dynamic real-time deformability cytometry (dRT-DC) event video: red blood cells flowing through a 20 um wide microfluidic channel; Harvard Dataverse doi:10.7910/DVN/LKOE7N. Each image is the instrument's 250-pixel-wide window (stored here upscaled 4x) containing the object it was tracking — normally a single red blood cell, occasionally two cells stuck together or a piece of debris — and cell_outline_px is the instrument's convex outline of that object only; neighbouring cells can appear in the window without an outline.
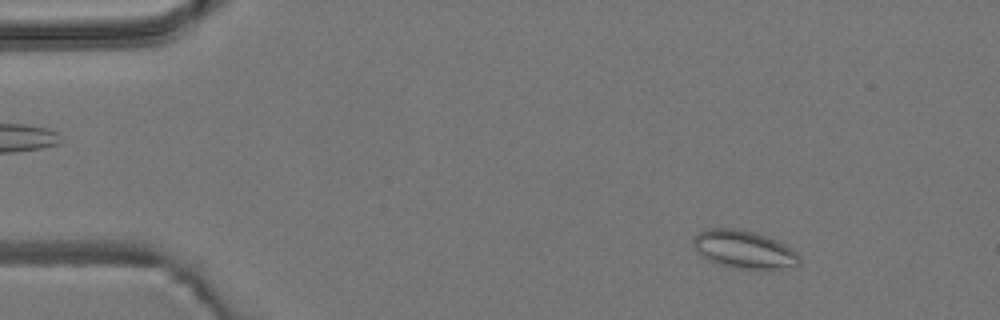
{"species": "common noctule bat (a hibernating species)", "species_latin": "Nyctalus noctula", "temperature_condition": "room temperature", "stored_images_in_passage": 49, "camera_frame_rate_fps": 3000, "um_per_image_px": 0.085, "animal": {"sex": "male", "body_mass_g": 19.2, "forearm_length_mm": 51.8}, "frame": {"image": 1, "passage_image": 2, "time_ms": 0.333, "image_size_px": [1000, 320], "cell_outline_px": [[800, 264], [796, 268], [772, 272], [740, 268], [720, 264], [708, 260], [696, 252], [692, 244], [692, 240], [700, 232], [708, 228], [740, 228], [756, 232], [768, 236], [792, 248], [800, 256]], "centroid_in_image_um": [63.33, 21.24], "position_along_channel_um": 21.7, "area_um2": 24.39}}
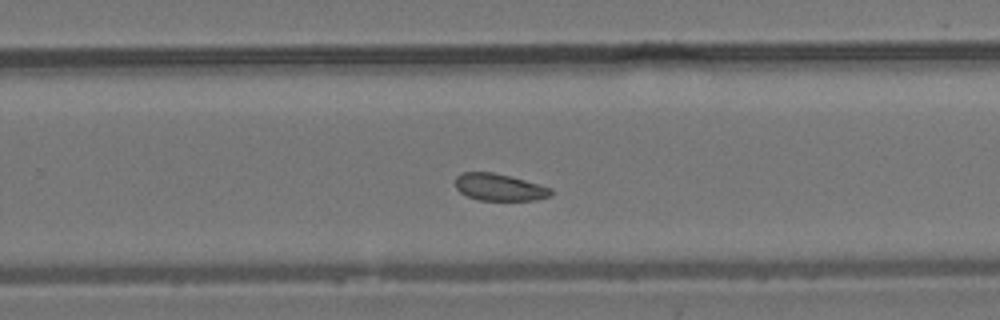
{"frame": {"image": 2, "passage_image": 30, "time_ms": 9.667, "image_size_px": [1000, 320], "cell_outline_px": [[552, 196], [536, 200], [480, 200], [468, 196], [460, 192], [456, 188], [456, 176], [460, 172], [492, 172], [512, 176], [540, 184], [552, 188]], "centroid_in_image_um": [42.47, 15.91], "position_along_channel_um": 287.3, "area_um2": 15.2}}
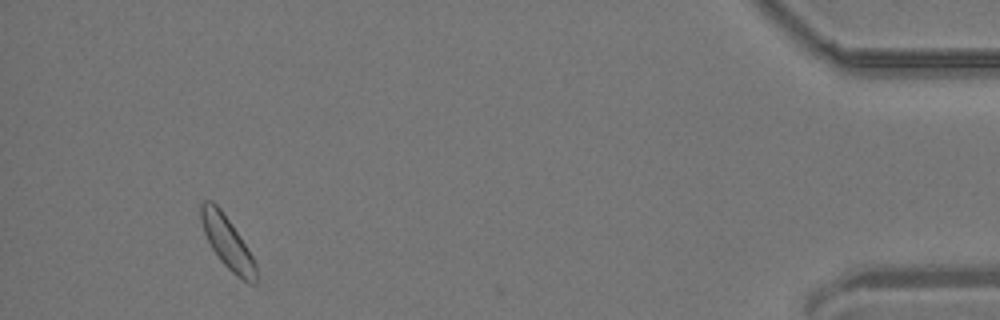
{"frame": {"image": 3, "passage_image": 46, "time_ms": 15.0, "image_size_px": [1000, 320], "cell_outline_px": [[256, 284], [248, 284], [236, 276], [220, 260], [212, 248], [204, 232], [200, 220], [200, 204], [204, 200], [212, 200], [220, 208], [252, 256], [256, 264]], "centroid_in_image_um": [19.3, 20.62], "position_along_channel_um": 415.9, "area_um2": 16.42}, "authors_computed_cell_mechanics": {"area_um2": 16.2418, "velocity_mm_per_s": 3.7635, "shape_relaxation_time_tau1_ms": null, "shape_relaxation_time_tau2_ms": 3.7153, "deformation_change_tau1": null, "deformation_change_tau2": 0.0785}}